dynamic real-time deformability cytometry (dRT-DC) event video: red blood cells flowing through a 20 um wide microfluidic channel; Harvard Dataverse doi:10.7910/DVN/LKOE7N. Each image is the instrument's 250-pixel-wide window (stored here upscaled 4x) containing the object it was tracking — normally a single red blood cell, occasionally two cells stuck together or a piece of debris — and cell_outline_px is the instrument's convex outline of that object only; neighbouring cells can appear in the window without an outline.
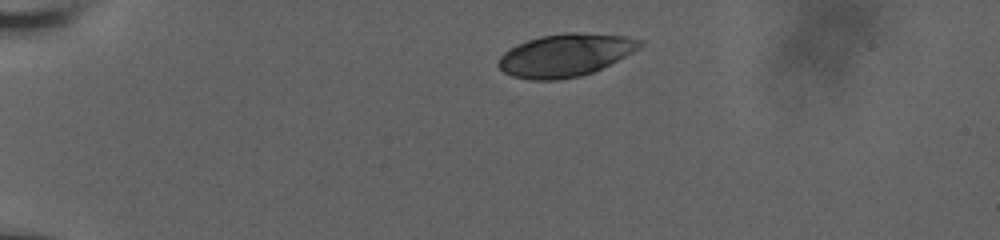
{"species": "human", "species_latin": "Homo sapiens", "temperature_condition": "room temperature", "stored_images_in_passage": 14, "camera_frame_rate_fps": 3000, "um_per_image_px": 0.085, "donor": {"sex": "male"}, "frame": {"image": 1, "passage_image": 1, "time_ms": 0.0, "image_size_px": [1000, 240], "cell_outline_px": [[644, 44], [632, 52], [592, 72], [580, 76], [556, 80], [532, 80], [512, 76], [504, 72], [496, 64], [500, 56], [504, 52], [516, 44], [540, 36], [568, 32], [576, 32], [628, 36], [644, 40]], "centroid_in_image_um": [48.03, 4.68], "position_along_channel_um": 37.0, "area_um2": 35.08}}
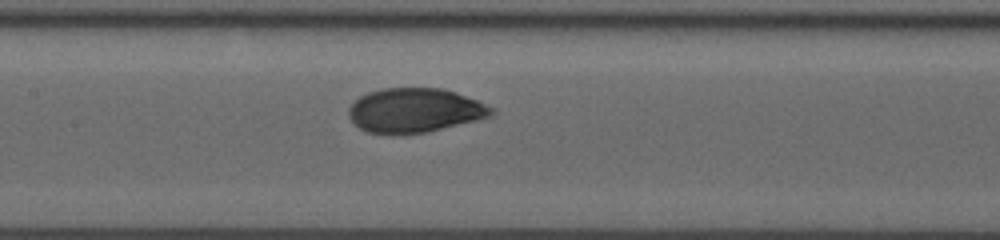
{"frame": {"image": 2, "passage_image": 10, "time_ms": 5.333, "image_size_px": [1000, 240], "cell_outline_px": [[496, 112], [492, 116], [476, 120], [424, 132], [400, 136], [392, 136], [368, 132], [360, 128], [348, 116], [348, 108], [360, 96], [368, 92], [380, 88], [444, 88], [456, 92], [496, 108]], "centroid_in_image_um": [35.25, 9.39], "position_along_channel_um": 172.2, "area_um2": 37.22}}
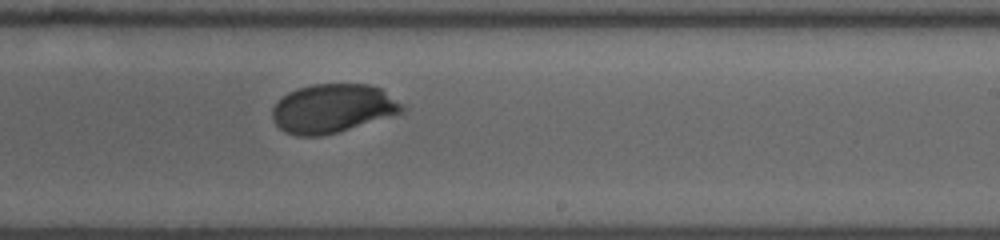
{"frame": {"image": 3, "passage_image": 14, "time_ms": 7.667, "image_size_px": [1000, 240], "cell_outline_px": [[408, 108], [404, 112], [336, 132], [320, 136], [296, 136], [284, 132], [272, 120], [272, 108], [276, 100], [288, 92], [296, 88], [312, 84], [368, 84], [380, 88], [404, 104]], "centroid_in_image_um": [28.25, 9.21], "position_along_channel_um": 260.7, "area_um2": 37.11}}